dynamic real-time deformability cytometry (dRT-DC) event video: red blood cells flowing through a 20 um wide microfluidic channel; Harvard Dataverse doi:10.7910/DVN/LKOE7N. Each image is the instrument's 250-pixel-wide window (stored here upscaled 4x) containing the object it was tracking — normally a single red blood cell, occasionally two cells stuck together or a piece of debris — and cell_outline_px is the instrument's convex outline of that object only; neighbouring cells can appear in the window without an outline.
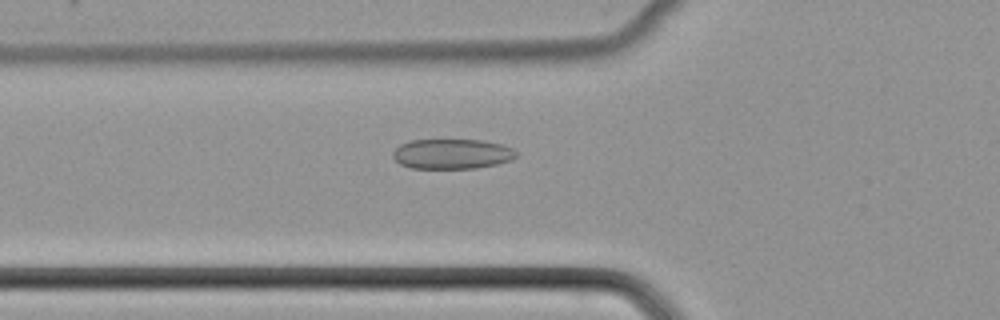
{"species": "common noctule bat (a hibernating species)", "species_latin": "Nyctalus noctula", "temperature_condition": "cold", "stored_images_in_passage": 51, "camera_frame_rate_fps": 3000, "um_per_image_px": 0.085, "animal": {"sex": "female", "body_mass_g": 22.7, "forearm_length_mm": 54.2}, "frame": {"image": 1, "passage_image": 19, "time_ms": 6.0, "image_size_px": [1000, 320], "cell_outline_px": [[520, 152], [512, 160], [496, 164], [476, 168], [412, 168], [400, 164], [392, 156], [392, 152], [400, 144], [412, 140], [480, 140], [500, 144], [512, 148]], "centroid_in_image_um": [38.43, 13.08], "position_along_channel_um": 87.4, "area_um2": 21.56}}
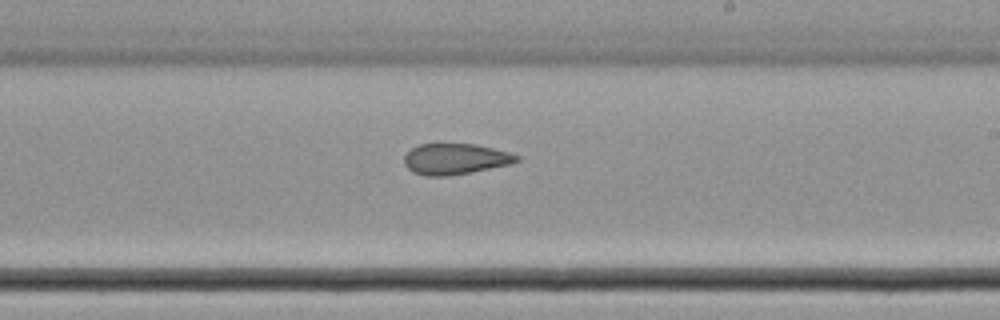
{"frame": {"image": 2, "passage_image": 31, "time_ms": 10.0, "image_size_px": [1000, 320], "cell_outline_px": [[520, 160], [512, 164], [472, 172], [448, 176], [424, 176], [412, 172], [404, 164], [404, 156], [412, 148], [420, 144], [476, 144], [508, 152], [520, 156]], "centroid_in_image_um": [38.7, 13.52], "position_along_channel_um": 250.3, "area_um2": 20.35}}
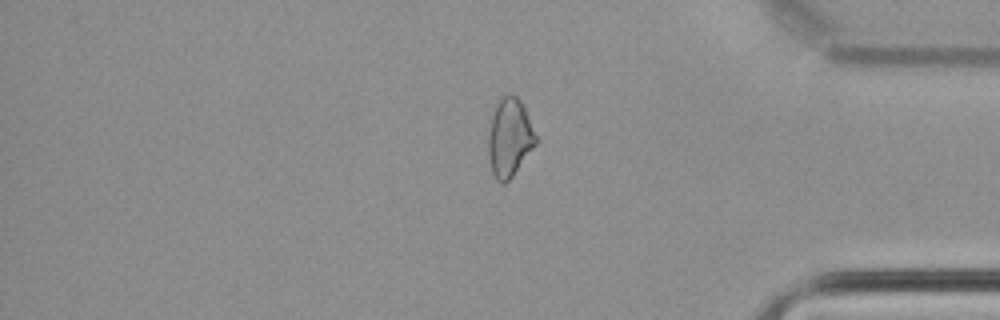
{"frame": {"image": 3, "passage_image": 43, "time_ms": 14.0, "image_size_px": [1000, 320], "cell_outline_px": [[540, 140], [512, 176], [504, 184], [496, 180], [492, 172], [488, 156], [488, 132], [492, 108], [500, 96], [508, 92], [516, 96], [524, 104]], "centroid_in_image_um": [43.32, 11.62], "position_along_channel_um": 391.9, "area_um2": 22.6}}